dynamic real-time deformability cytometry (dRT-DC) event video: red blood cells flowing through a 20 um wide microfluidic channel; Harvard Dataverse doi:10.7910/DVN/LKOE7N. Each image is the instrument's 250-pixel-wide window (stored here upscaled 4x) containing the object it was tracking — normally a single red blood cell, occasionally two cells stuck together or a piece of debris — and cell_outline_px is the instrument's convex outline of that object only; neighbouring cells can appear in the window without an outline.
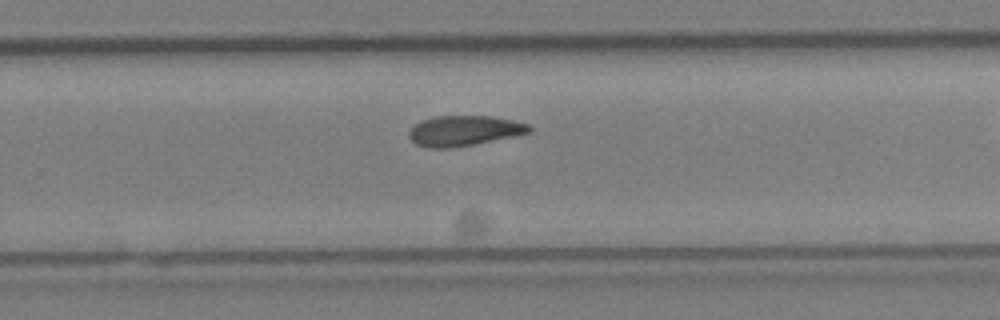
{"species": "Egyptian fruit bat (a non-hibernating species)", "species_latin": "Rousettus aegyptiacus", "temperature_condition": "cold", "stored_images_in_passage": 20, "camera_frame_rate_fps": 3000, "um_per_image_px": 0.085, "animal": {"sex": "female"}, "frame": {"image": 1, "passage_image": 15, "time_ms": 4.667, "image_size_px": [1000, 320], "cell_outline_px": [[532, 132], [452, 148], [428, 148], [416, 144], [408, 136], [408, 132], [420, 120], [436, 116], [492, 116], [516, 120], [532, 124]], "centroid_in_image_um": [39.47, 11.1], "position_along_channel_um": 290.3, "area_um2": 21.27}}